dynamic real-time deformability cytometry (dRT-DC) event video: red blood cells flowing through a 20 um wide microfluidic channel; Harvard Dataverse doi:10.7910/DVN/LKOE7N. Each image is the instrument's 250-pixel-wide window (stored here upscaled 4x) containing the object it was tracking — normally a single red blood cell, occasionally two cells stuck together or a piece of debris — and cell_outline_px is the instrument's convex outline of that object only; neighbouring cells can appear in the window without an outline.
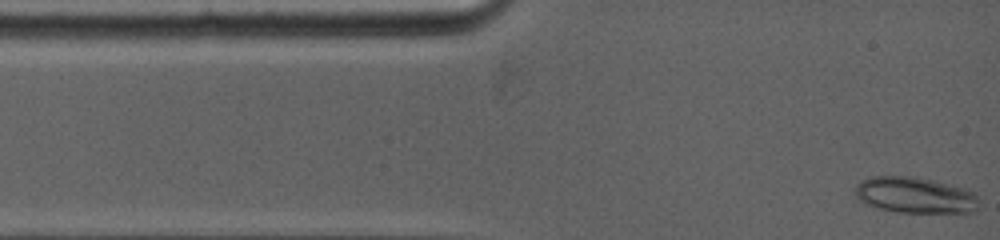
{"species": "common noctule bat (a hibernating species)", "species_latin": "Nyctalus noctula", "temperature_condition": "warm", "stored_images_in_passage": 69, "camera_frame_rate_fps": 5000, "um_per_image_px": 0.085, "animal": {"sex": "female", "body_mass_g": 19.0, "forearm_length_mm": 53.3}, "frame": {"image": 1, "passage_image": 1, "time_ms": 0.0, "image_size_px": [1000, 240], "cell_outline_px": [[976, 208], [972, 212], [896, 212], [876, 208], [860, 200], [856, 196], [856, 184], [860, 180], [872, 176], [916, 176], [936, 180], [964, 188], [972, 192], [976, 196]], "centroid_in_image_um": [77.73, 16.57], "position_along_channel_um": 7.3, "area_um2": 25.95}}
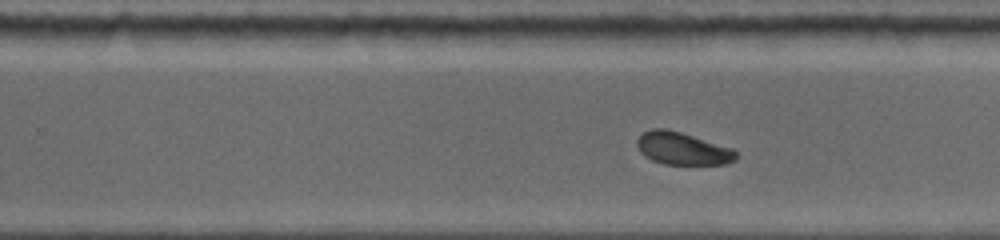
{"frame": {"image": 2, "passage_image": 46, "time_ms": 8.0, "image_size_px": [1000, 240], "cell_outline_px": [[736, 160], [728, 164], [664, 164], [652, 160], [644, 156], [640, 152], [636, 144], [636, 140], [644, 132], [652, 128], [664, 128], [680, 132], [732, 148], [736, 152]], "centroid_in_image_um": [57.99, 12.63], "position_along_channel_um": 271.8, "area_um2": 18.67}}
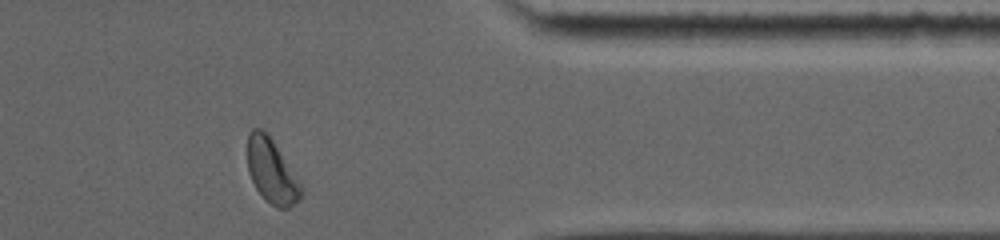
{"frame": {"image": 3, "passage_image": 66, "time_ms": 11.4, "image_size_px": [1000, 240], "cell_outline_px": [[300, 200], [288, 208], [276, 208], [264, 200], [256, 188], [248, 172], [248, 132], [252, 128], [260, 128], [272, 140], [300, 180]], "centroid_in_image_um": [23.08, 14.58], "position_along_channel_um": 388.3, "area_um2": 19.88}, "authors_computed_cell_mechanics": {"area_um2": 19.4208, "velocity_mm_per_s": 3.9003, "shape_relaxation_time_tau1_ms": null, "shape_relaxation_time_tau2_ms": 3.7987, "deformation_change_tau1": null, "deformation_change_tau2": 0.0912}}